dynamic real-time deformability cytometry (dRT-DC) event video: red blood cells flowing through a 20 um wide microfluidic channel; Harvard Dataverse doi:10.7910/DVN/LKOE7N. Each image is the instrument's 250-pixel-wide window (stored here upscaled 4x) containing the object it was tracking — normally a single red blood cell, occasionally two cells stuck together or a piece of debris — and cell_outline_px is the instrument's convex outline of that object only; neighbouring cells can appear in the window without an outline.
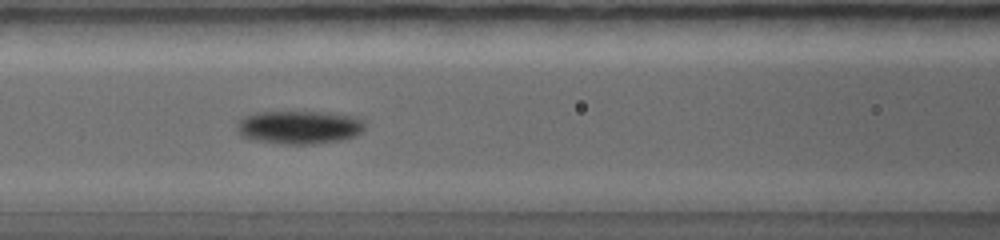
{"species": "common noctule bat (a hibernating species)", "species_latin": "Nyctalus noctula", "temperature_condition": "warm", "stored_images_in_passage": 24, "camera_frame_rate_fps": 5000, "um_per_image_px": 0.085, "animal": {"sex": "female", "body_mass_g": 19.0, "forearm_length_mm": 56.7}, "frame": {"image": 1, "passage_image": 9, "time_ms": 3.4, "image_size_px": [1000, 240], "cell_outline_px": [[364, 128], [360, 132], [352, 136], [336, 140], [308, 144], [288, 144], [260, 140], [240, 136], [236, 128], [236, 120], [252, 112], [332, 112], [356, 116], [364, 120]], "centroid_in_image_um": [25.39, 10.78], "position_along_channel_um": 141.2, "area_um2": 24.74}}
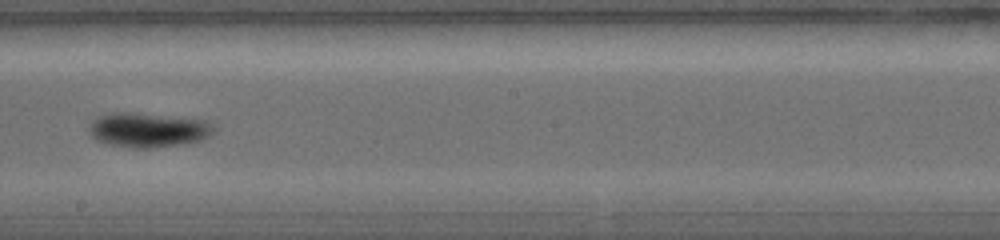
{"frame": {"image": 2, "passage_image": 13, "time_ms": 5.0, "image_size_px": [1000, 240], "cell_outline_px": [[212, 132], [208, 136], [200, 140], [184, 144], [148, 148], [136, 148], [112, 144], [100, 140], [92, 136], [88, 128], [96, 116], [112, 112], [128, 112], [208, 120], [212, 124]], "centroid_in_image_um": [12.58, 11.03], "position_along_channel_um": 235.6, "area_um2": 24.74}}
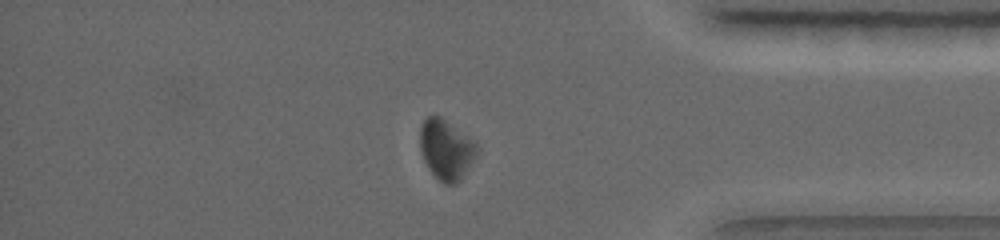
{"frame": {"image": 3, "passage_image": 20, "time_ms": 8.0, "image_size_px": [1000, 240], "cell_outline_px": [[480, 148], [476, 156], [460, 180], [456, 184], [444, 184], [428, 168], [424, 160], [420, 148], [420, 124], [428, 116], [440, 116], [472, 140]], "centroid_in_image_um": [37.92, 12.71], "position_along_channel_um": 397.3, "area_um2": 19.65}}